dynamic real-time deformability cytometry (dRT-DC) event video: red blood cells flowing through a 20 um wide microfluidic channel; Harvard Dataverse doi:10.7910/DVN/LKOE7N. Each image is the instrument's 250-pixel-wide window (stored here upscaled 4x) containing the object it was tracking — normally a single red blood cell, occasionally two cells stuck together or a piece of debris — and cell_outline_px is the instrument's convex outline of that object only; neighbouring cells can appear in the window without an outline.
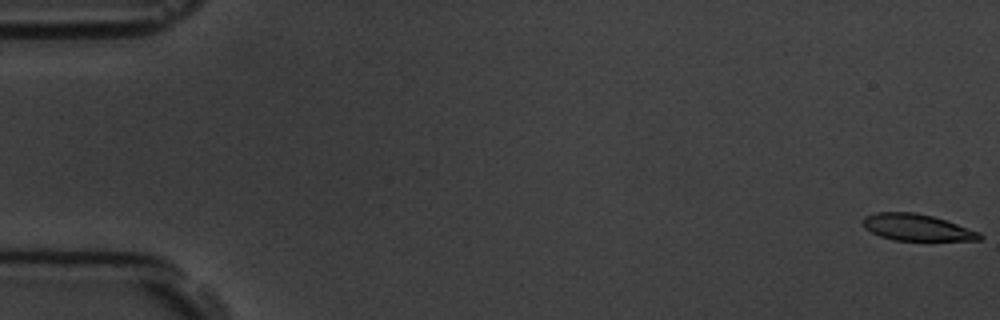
{"species": "common noctule bat (a hibernating species)", "species_latin": "Nyctalus noctula", "temperature_condition": "room temperature", "stored_images_in_passage": 6, "camera_frame_rate_fps": 3000, "um_per_image_px": 0.085, "animal": {"sex": "male", "body_mass_g": 19.5, "forearm_length_mm": 54.6}, "frame": {"image": 1, "passage_image": 1, "time_ms": 0.0, "image_size_px": [1000, 320], "cell_outline_px": [[984, 236], [980, 240], [892, 240], [880, 236], [864, 228], [860, 220], [864, 216], [876, 212], [916, 212], [932, 216], [980, 232]], "centroid_in_image_um": [77.88, 19.32], "position_along_channel_um": 7.1, "area_um2": 18.09}}